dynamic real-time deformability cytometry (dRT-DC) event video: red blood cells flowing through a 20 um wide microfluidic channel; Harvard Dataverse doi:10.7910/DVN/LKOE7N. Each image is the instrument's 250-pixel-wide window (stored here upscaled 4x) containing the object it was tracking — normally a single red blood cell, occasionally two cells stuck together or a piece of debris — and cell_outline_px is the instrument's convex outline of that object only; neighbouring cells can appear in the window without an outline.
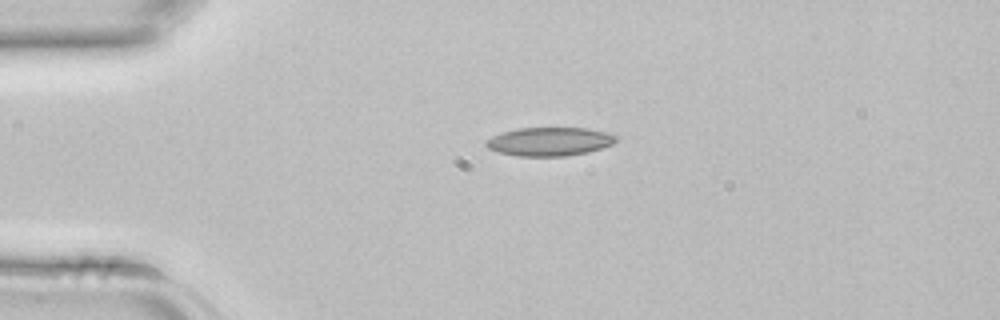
{"species": "common noctule bat (a hibernating species)", "species_latin": "Nyctalus noctula", "temperature_condition": "room temperature", "stored_images_in_passage": 2, "camera_frame_rate_fps": 3000, "um_per_image_px": 0.085, "animal": {"sex": "female", "body_mass_g": 22.7, "forearm_length_mm": 54.2}, "frame": {"image": 1, "passage_image": 1, "time_ms": 0.0, "image_size_px": [1000, 320], "cell_outline_px": [[620, 136], [612, 144], [588, 152], [564, 156], [516, 156], [500, 152], [488, 148], [484, 144], [484, 140], [500, 132], [516, 128], [588, 128]], "centroid_in_image_um": [46.67, 12.02], "position_along_channel_um": 38.3, "area_um2": 21.73}}